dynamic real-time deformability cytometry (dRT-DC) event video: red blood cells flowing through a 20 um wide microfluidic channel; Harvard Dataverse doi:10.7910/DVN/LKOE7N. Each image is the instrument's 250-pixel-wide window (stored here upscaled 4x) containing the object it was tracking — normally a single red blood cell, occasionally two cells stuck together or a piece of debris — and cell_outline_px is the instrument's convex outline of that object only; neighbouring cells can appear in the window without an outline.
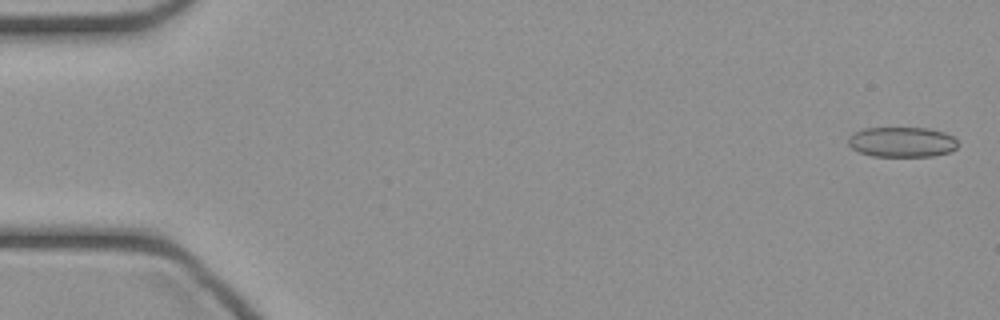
{"species": "common noctule bat (a hibernating species)", "species_latin": "Nyctalus noctula", "temperature_condition": "cold", "stored_images_in_passage": 45, "camera_frame_rate_fps": 3000, "um_per_image_px": 0.085, "animal": {"sex": "female", "body_mass_g": 21.9}, "frame": {"image": 1, "passage_image": 2, "time_ms": 0.333, "image_size_px": [1000, 320], "cell_outline_px": [[956, 148], [948, 152], [932, 156], [872, 156], [860, 152], [852, 148], [848, 144], [848, 136], [852, 132], [864, 128], [928, 128], [944, 132], [952, 136], [956, 140]], "centroid_in_image_um": [76.62, 12.06], "position_along_channel_um": 8.4, "area_um2": 19.25}}
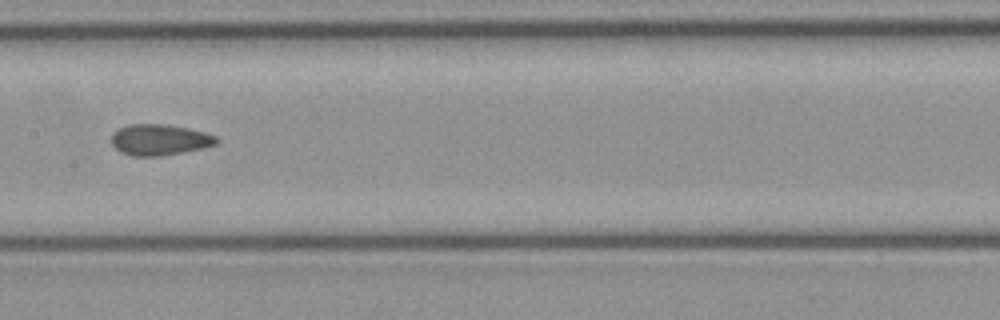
{"frame": {"image": 2, "passage_image": 24, "time_ms": 7.667, "image_size_px": [1000, 320], "cell_outline_px": [[220, 140], [216, 144], [200, 148], [160, 156], [132, 156], [120, 152], [112, 144], [112, 132], [128, 124], [168, 124], [188, 128], [204, 132], [216, 136]], "centroid_in_image_um": [13.54, 11.87], "position_along_channel_um": 193.9, "area_um2": 18.9}}
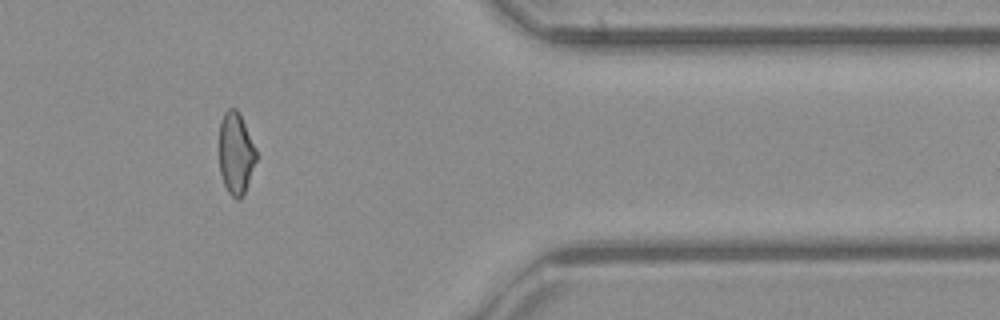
{"frame": {"image": 3, "passage_image": 39, "time_ms": 12.667, "image_size_px": [1000, 320], "cell_outline_px": [[256, 160], [244, 192], [240, 200], [236, 200], [228, 192], [224, 184], [220, 172], [220, 120], [224, 112], [228, 108], [236, 108], [256, 148]], "centroid_in_image_um": [20.03, 13.03], "position_along_channel_um": 391.4, "area_um2": 17.34}}